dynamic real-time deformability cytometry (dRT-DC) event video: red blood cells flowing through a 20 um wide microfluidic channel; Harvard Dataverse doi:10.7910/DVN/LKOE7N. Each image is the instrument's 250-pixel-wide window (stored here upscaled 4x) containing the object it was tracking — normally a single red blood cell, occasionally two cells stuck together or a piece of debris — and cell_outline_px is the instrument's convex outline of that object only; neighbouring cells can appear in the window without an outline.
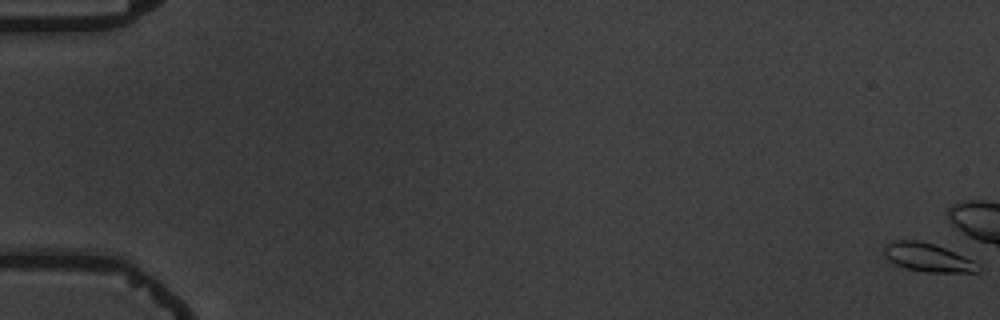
{"species": "common noctule bat (a hibernating species)", "species_latin": "Nyctalus noctula", "temperature_condition": "warm", "stored_images_in_passage": 7, "camera_frame_rate_fps": 3000, "um_per_image_px": 0.085, "animal": {"sex": "male", "body_mass_g": 19.5, "forearm_length_mm": 54.6}, "frame": {"image": 1, "passage_image": 1, "time_ms": 0.0, "image_size_px": [1000, 320], "cell_outline_px": [[980, 268], [976, 272], [928, 272], [908, 268], [896, 264], [888, 260], [884, 256], [884, 244], [892, 240], [916, 240], [932, 244], [944, 248], [964, 256], [972, 260]], "centroid_in_image_um": [78.8, 21.87], "position_along_channel_um": 6.2, "area_um2": 15.32}}